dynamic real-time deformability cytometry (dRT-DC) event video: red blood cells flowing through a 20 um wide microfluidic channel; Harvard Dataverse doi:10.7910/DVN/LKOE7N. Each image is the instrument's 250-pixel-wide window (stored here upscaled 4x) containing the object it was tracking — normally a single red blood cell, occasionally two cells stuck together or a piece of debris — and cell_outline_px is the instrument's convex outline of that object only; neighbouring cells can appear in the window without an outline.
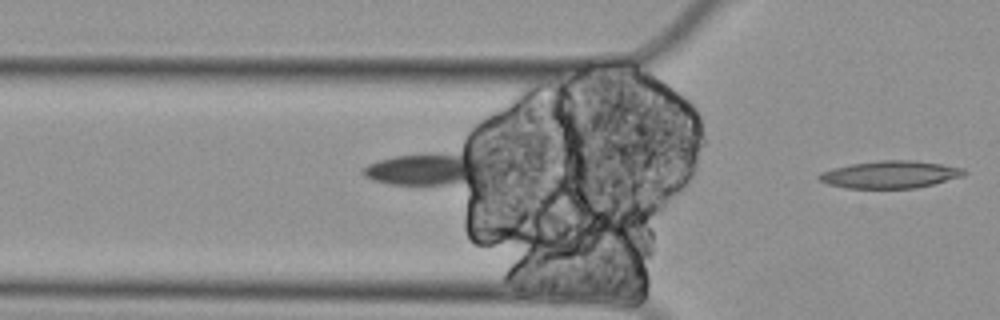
{"species": "Egyptian fruit bat (a non-hibernating species)", "species_latin": "Rousettus aegyptiacus", "temperature_condition": "cold", "stored_images_in_passage": 16, "camera_frame_rate_fps": 3000, "um_per_image_px": 0.085, "animal": {"sex": "female"}, "frame": {"image": 1, "passage_image": 16, "time_ms": 5.0, "image_size_px": [1000, 320], "cell_outline_px": [[968, 172], [964, 176], [916, 188], [848, 188], [828, 184], [820, 180], [816, 176], [820, 172], [832, 168], [852, 164], [880, 160], [912, 160], [940, 164], [964, 168]], "centroid_in_image_um": [75.67, 14.83], "position_along_channel_um": 50.1, "area_um2": 23.06}}